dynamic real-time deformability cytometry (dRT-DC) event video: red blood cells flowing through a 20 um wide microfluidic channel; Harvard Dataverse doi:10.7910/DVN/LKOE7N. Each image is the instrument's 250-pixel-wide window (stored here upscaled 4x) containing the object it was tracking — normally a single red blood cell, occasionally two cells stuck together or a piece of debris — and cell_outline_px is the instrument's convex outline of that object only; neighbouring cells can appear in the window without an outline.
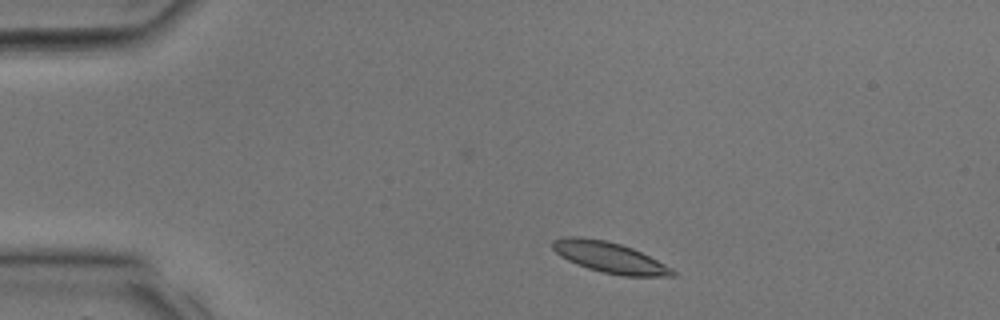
{"species": "common noctule bat (a hibernating species)", "species_latin": "Nyctalus noctula", "temperature_condition": "room temperature", "stored_images_in_passage": 4, "camera_frame_rate_fps": 3000, "um_per_image_px": 0.085, "animal": {"sex": "male", "body_mass_g": 17.9, "forearm_length_mm": 54.2}, "frame": {"image": 1, "passage_image": 1, "time_ms": 0.0, "image_size_px": [1000, 320], "cell_outline_px": [[660, 272], [612, 272], [596, 268], [584, 264], [576, 260], [576, 240], [596, 240], [628, 248], [652, 260], [656, 264]], "centroid_in_image_um": [52.07, 21.9], "position_along_channel_um": 32.9, "area_um2": 13.29}}